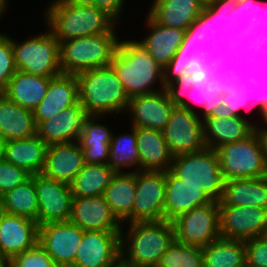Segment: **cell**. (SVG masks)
<instances>
[{"instance_id":"40","label":"cell","mask_w":267,"mask_h":267,"mask_svg":"<svg viewBox=\"0 0 267 267\" xmlns=\"http://www.w3.org/2000/svg\"><path fill=\"white\" fill-rule=\"evenodd\" d=\"M196 69L203 71L204 80L213 85L221 95L234 93L233 80L236 76V60L206 62L197 60Z\"/></svg>"},{"instance_id":"4","label":"cell","mask_w":267,"mask_h":267,"mask_svg":"<svg viewBox=\"0 0 267 267\" xmlns=\"http://www.w3.org/2000/svg\"><path fill=\"white\" fill-rule=\"evenodd\" d=\"M129 98L160 91L152 88L163 80V69L136 40L120 41L110 64Z\"/></svg>"},{"instance_id":"34","label":"cell","mask_w":267,"mask_h":267,"mask_svg":"<svg viewBox=\"0 0 267 267\" xmlns=\"http://www.w3.org/2000/svg\"><path fill=\"white\" fill-rule=\"evenodd\" d=\"M136 196V172L115 173L103 193V197L118 221L122 224L133 213Z\"/></svg>"},{"instance_id":"51","label":"cell","mask_w":267,"mask_h":267,"mask_svg":"<svg viewBox=\"0 0 267 267\" xmlns=\"http://www.w3.org/2000/svg\"><path fill=\"white\" fill-rule=\"evenodd\" d=\"M214 18H211V7L205 3L201 14L185 32H216Z\"/></svg>"},{"instance_id":"44","label":"cell","mask_w":267,"mask_h":267,"mask_svg":"<svg viewBox=\"0 0 267 267\" xmlns=\"http://www.w3.org/2000/svg\"><path fill=\"white\" fill-rule=\"evenodd\" d=\"M197 59L193 52L177 51L169 64L163 69L162 85L165 88L179 76L190 75L196 68Z\"/></svg>"},{"instance_id":"29","label":"cell","mask_w":267,"mask_h":267,"mask_svg":"<svg viewBox=\"0 0 267 267\" xmlns=\"http://www.w3.org/2000/svg\"><path fill=\"white\" fill-rule=\"evenodd\" d=\"M47 146L36 134L29 138L5 141V160L33 176L43 171Z\"/></svg>"},{"instance_id":"19","label":"cell","mask_w":267,"mask_h":267,"mask_svg":"<svg viewBox=\"0 0 267 267\" xmlns=\"http://www.w3.org/2000/svg\"><path fill=\"white\" fill-rule=\"evenodd\" d=\"M71 223L82 230L121 232L122 225L103 196L73 197Z\"/></svg>"},{"instance_id":"60","label":"cell","mask_w":267,"mask_h":267,"mask_svg":"<svg viewBox=\"0 0 267 267\" xmlns=\"http://www.w3.org/2000/svg\"><path fill=\"white\" fill-rule=\"evenodd\" d=\"M0 267H10V259L0 255Z\"/></svg>"},{"instance_id":"52","label":"cell","mask_w":267,"mask_h":267,"mask_svg":"<svg viewBox=\"0 0 267 267\" xmlns=\"http://www.w3.org/2000/svg\"><path fill=\"white\" fill-rule=\"evenodd\" d=\"M124 2V0H94V6L106 11L116 21H119L122 10H124L122 9Z\"/></svg>"},{"instance_id":"65","label":"cell","mask_w":267,"mask_h":267,"mask_svg":"<svg viewBox=\"0 0 267 267\" xmlns=\"http://www.w3.org/2000/svg\"><path fill=\"white\" fill-rule=\"evenodd\" d=\"M231 1L233 5L237 6L239 3H242L245 0H231Z\"/></svg>"},{"instance_id":"22","label":"cell","mask_w":267,"mask_h":267,"mask_svg":"<svg viewBox=\"0 0 267 267\" xmlns=\"http://www.w3.org/2000/svg\"><path fill=\"white\" fill-rule=\"evenodd\" d=\"M84 165L78 142L52 144L47 146L45 165L41 173L70 185Z\"/></svg>"},{"instance_id":"33","label":"cell","mask_w":267,"mask_h":267,"mask_svg":"<svg viewBox=\"0 0 267 267\" xmlns=\"http://www.w3.org/2000/svg\"><path fill=\"white\" fill-rule=\"evenodd\" d=\"M51 78L16 70L2 94L13 103L33 111L45 97Z\"/></svg>"},{"instance_id":"9","label":"cell","mask_w":267,"mask_h":267,"mask_svg":"<svg viewBox=\"0 0 267 267\" xmlns=\"http://www.w3.org/2000/svg\"><path fill=\"white\" fill-rule=\"evenodd\" d=\"M175 240L198 247H206L220 235L218 202L195 207L172 221Z\"/></svg>"},{"instance_id":"12","label":"cell","mask_w":267,"mask_h":267,"mask_svg":"<svg viewBox=\"0 0 267 267\" xmlns=\"http://www.w3.org/2000/svg\"><path fill=\"white\" fill-rule=\"evenodd\" d=\"M165 172L137 171L136 196L128 223L164 220Z\"/></svg>"},{"instance_id":"50","label":"cell","mask_w":267,"mask_h":267,"mask_svg":"<svg viewBox=\"0 0 267 267\" xmlns=\"http://www.w3.org/2000/svg\"><path fill=\"white\" fill-rule=\"evenodd\" d=\"M185 34H195L201 37L199 57L212 49H224L222 44L223 31L221 30L216 32H185Z\"/></svg>"},{"instance_id":"49","label":"cell","mask_w":267,"mask_h":267,"mask_svg":"<svg viewBox=\"0 0 267 267\" xmlns=\"http://www.w3.org/2000/svg\"><path fill=\"white\" fill-rule=\"evenodd\" d=\"M207 4L211 7V18H214V25L217 31H224L226 16L234 9L235 5L231 0H209Z\"/></svg>"},{"instance_id":"17","label":"cell","mask_w":267,"mask_h":267,"mask_svg":"<svg viewBox=\"0 0 267 267\" xmlns=\"http://www.w3.org/2000/svg\"><path fill=\"white\" fill-rule=\"evenodd\" d=\"M160 91L138 95L129 99L127 111L133 120L132 127L151 128L163 131L169 120L174 104L165 88Z\"/></svg>"},{"instance_id":"7","label":"cell","mask_w":267,"mask_h":267,"mask_svg":"<svg viewBox=\"0 0 267 267\" xmlns=\"http://www.w3.org/2000/svg\"><path fill=\"white\" fill-rule=\"evenodd\" d=\"M224 181L267 176V163L256 130L247 138L225 144L217 150Z\"/></svg>"},{"instance_id":"30","label":"cell","mask_w":267,"mask_h":267,"mask_svg":"<svg viewBox=\"0 0 267 267\" xmlns=\"http://www.w3.org/2000/svg\"><path fill=\"white\" fill-rule=\"evenodd\" d=\"M218 206L262 207L267 209V176L224 181Z\"/></svg>"},{"instance_id":"59","label":"cell","mask_w":267,"mask_h":267,"mask_svg":"<svg viewBox=\"0 0 267 267\" xmlns=\"http://www.w3.org/2000/svg\"><path fill=\"white\" fill-rule=\"evenodd\" d=\"M259 59H261V63L267 67V47L260 53Z\"/></svg>"},{"instance_id":"58","label":"cell","mask_w":267,"mask_h":267,"mask_svg":"<svg viewBox=\"0 0 267 267\" xmlns=\"http://www.w3.org/2000/svg\"><path fill=\"white\" fill-rule=\"evenodd\" d=\"M5 160V141L0 138V162Z\"/></svg>"},{"instance_id":"64","label":"cell","mask_w":267,"mask_h":267,"mask_svg":"<svg viewBox=\"0 0 267 267\" xmlns=\"http://www.w3.org/2000/svg\"><path fill=\"white\" fill-rule=\"evenodd\" d=\"M4 212L3 210V196L0 195V215Z\"/></svg>"},{"instance_id":"62","label":"cell","mask_w":267,"mask_h":267,"mask_svg":"<svg viewBox=\"0 0 267 267\" xmlns=\"http://www.w3.org/2000/svg\"><path fill=\"white\" fill-rule=\"evenodd\" d=\"M113 267H136L124 263L121 259Z\"/></svg>"},{"instance_id":"18","label":"cell","mask_w":267,"mask_h":267,"mask_svg":"<svg viewBox=\"0 0 267 267\" xmlns=\"http://www.w3.org/2000/svg\"><path fill=\"white\" fill-rule=\"evenodd\" d=\"M39 225L36 221L3 212L0 215V255L12 259L38 243Z\"/></svg>"},{"instance_id":"3","label":"cell","mask_w":267,"mask_h":267,"mask_svg":"<svg viewBox=\"0 0 267 267\" xmlns=\"http://www.w3.org/2000/svg\"><path fill=\"white\" fill-rule=\"evenodd\" d=\"M79 102L88 115L102 116L127 110L129 97L111 65L76 74Z\"/></svg>"},{"instance_id":"36","label":"cell","mask_w":267,"mask_h":267,"mask_svg":"<svg viewBox=\"0 0 267 267\" xmlns=\"http://www.w3.org/2000/svg\"><path fill=\"white\" fill-rule=\"evenodd\" d=\"M114 174L107 164H85L70 184L72 196H103Z\"/></svg>"},{"instance_id":"61","label":"cell","mask_w":267,"mask_h":267,"mask_svg":"<svg viewBox=\"0 0 267 267\" xmlns=\"http://www.w3.org/2000/svg\"><path fill=\"white\" fill-rule=\"evenodd\" d=\"M6 6H8V3L6 0H0V13L3 15L4 10L6 9Z\"/></svg>"},{"instance_id":"43","label":"cell","mask_w":267,"mask_h":267,"mask_svg":"<svg viewBox=\"0 0 267 267\" xmlns=\"http://www.w3.org/2000/svg\"><path fill=\"white\" fill-rule=\"evenodd\" d=\"M254 95H244L241 96L238 93H230L223 95L222 105H219L212 111L210 117H221V118H230V117H241L240 111L244 108L246 111H250L253 106L257 105L260 115L262 116L264 108L259 104V102L254 101ZM247 107V108H246Z\"/></svg>"},{"instance_id":"41","label":"cell","mask_w":267,"mask_h":267,"mask_svg":"<svg viewBox=\"0 0 267 267\" xmlns=\"http://www.w3.org/2000/svg\"><path fill=\"white\" fill-rule=\"evenodd\" d=\"M156 267H204L202 248L174 239Z\"/></svg>"},{"instance_id":"23","label":"cell","mask_w":267,"mask_h":267,"mask_svg":"<svg viewBox=\"0 0 267 267\" xmlns=\"http://www.w3.org/2000/svg\"><path fill=\"white\" fill-rule=\"evenodd\" d=\"M165 178L164 220L172 222L178 216L185 214L193 208L212 202L202 189L185 183L170 170L165 172Z\"/></svg>"},{"instance_id":"25","label":"cell","mask_w":267,"mask_h":267,"mask_svg":"<svg viewBox=\"0 0 267 267\" xmlns=\"http://www.w3.org/2000/svg\"><path fill=\"white\" fill-rule=\"evenodd\" d=\"M146 19V24L151 32L138 42L149 52L155 62L164 69L182 44L186 30L162 26L149 14Z\"/></svg>"},{"instance_id":"1","label":"cell","mask_w":267,"mask_h":267,"mask_svg":"<svg viewBox=\"0 0 267 267\" xmlns=\"http://www.w3.org/2000/svg\"><path fill=\"white\" fill-rule=\"evenodd\" d=\"M45 20L58 42L101 33L116 32L117 21L95 6H77L54 0L49 4Z\"/></svg>"},{"instance_id":"53","label":"cell","mask_w":267,"mask_h":267,"mask_svg":"<svg viewBox=\"0 0 267 267\" xmlns=\"http://www.w3.org/2000/svg\"><path fill=\"white\" fill-rule=\"evenodd\" d=\"M200 39L201 37H198L195 34H184L183 42L177 51L193 52L196 59H198L199 52H200V48H199Z\"/></svg>"},{"instance_id":"16","label":"cell","mask_w":267,"mask_h":267,"mask_svg":"<svg viewBox=\"0 0 267 267\" xmlns=\"http://www.w3.org/2000/svg\"><path fill=\"white\" fill-rule=\"evenodd\" d=\"M39 205V225L70 220L72 208L71 186L44 176L34 175Z\"/></svg>"},{"instance_id":"14","label":"cell","mask_w":267,"mask_h":267,"mask_svg":"<svg viewBox=\"0 0 267 267\" xmlns=\"http://www.w3.org/2000/svg\"><path fill=\"white\" fill-rule=\"evenodd\" d=\"M220 235L246 241L267 235V209L262 207L219 206Z\"/></svg>"},{"instance_id":"39","label":"cell","mask_w":267,"mask_h":267,"mask_svg":"<svg viewBox=\"0 0 267 267\" xmlns=\"http://www.w3.org/2000/svg\"><path fill=\"white\" fill-rule=\"evenodd\" d=\"M259 56L245 55L236 60V76L233 80L235 92L241 96L254 95L260 88L259 83L263 79L264 70L267 69L261 63Z\"/></svg>"},{"instance_id":"38","label":"cell","mask_w":267,"mask_h":267,"mask_svg":"<svg viewBox=\"0 0 267 267\" xmlns=\"http://www.w3.org/2000/svg\"><path fill=\"white\" fill-rule=\"evenodd\" d=\"M3 210L8 214L32 219L39 225V205L34 175L3 195Z\"/></svg>"},{"instance_id":"5","label":"cell","mask_w":267,"mask_h":267,"mask_svg":"<svg viewBox=\"0 0 267 267\" xmlns=\"http://www.w3.org/2000/svg\"><path fill=\"white\" fill-rule=\"evenodd\" d=\"M116 32L59 42L60 67L65 74L109 66L120 42Z\"/></svg>"},{"instance_id":"47","label":"cell","mask_w":267,"mask_h":267,"mask_svg":"<svg viewBox=\"0 0 267 267\" xmlns=\"http://www.w3.org/2000/svg\"><path fill=\"white\" fill-rule=\"evenodd\" d=\"M31 175L12 163L4 160L0 162V195H5L18 185L27 181Z\"/></svg>"},{"instance_id":"27","label":"cell","mask_w":267,"mask_h":267,"mask_svg":"<svg viewBox=\"0 0 267 267\" xmlns=\"http://www.w3.org/2000/svg\"><path fill=\"white\" fill-rule=\"evenodd\" d=\"M204 4L203 0H154L148 14L162 26L187 30Z\"/></svg>"},{"instance_id":"24","label":"cell","mask_w":267,"mask_h":267,"mask_svg":"<svg viewBox=\"0 0 267 267\" xmlns=\"http://www.w3.org/2000/svg\"><path fill=\"white\" fill-rule=\"evenodd\" d=\"M261 3L259 0H245L226 16L222 44L229 60L241 58V36L256 24L255 21L261 14Z\"/></svg>"},{"instance_id":"8","label":"cell","mask_w":267,"mask_h":267,"mask_svg":"<svg viewBox=\"0 0 267 267\" xmlns=\"http://www.w3.org/2000/svg\"><path fill=\"white\" fill-rule=\"evenodd\" d=\"M44 33L22 43L12 39L16 70L43 77H55L62 73L59 42L49 28Z\"/></svg>"},{"instance_id":"26","label":"cell","mask_w":267,"mask_h":267,"mask_svg":"<svg viewBox=\"0 0 267 267\" xmlns=\"http://www.w3.org/2000/svg\"><path fill=\"white\" fill-rule=\"evenodd\" d=\"M202 122L205 145L214 150L249 137L257 128L241 117H208Z\"/></svg>"},{"instance_id":"13","label":"cell","mask_w":267,"mask_h":267,"mask_svg":"<svg viewBox=\"0 0 267 267\" xmlns=\"http://www.w3.org/2000/svg\"><path fill=\"white\" fill-rule=\"evenodd\" d=\"M83 233L70 221L50 222L39 225L38 242L58 267H71Z\"/></svg>"},{"instance_id":"42","label":"cell","mask_w":267,"mask_h":267,"mask_svg":"<svg viewBox=\"0 0 267 267\" xmlns=\"http://www.w3.org/2000/svg\"><path fill=\"white\" fill-rule=\"evenodd\" d=\"M261 6V14L256 19V24L241 36V57L245 55L259 56L267 47V4L261 3Z\"/></svg>"},{"instance_id":"45","label":"cell","mask_w":267,"mask_h":267,"mask_svg":"<svg viewBox=\"0 0 267 267\" xmlns=\"http://www.w3.org/2000/svg\"><path fill=\"white\" fill-rule=\"evenodd\" d=\"M15 72L12 38L5 33H0V93L7 88Z\"/></svg>"},{"instance_id":"37","label":"cell","mask_w":267,"mask_h":267,"mask_svg":"<svg viewBox=\"0 0 267 267\" xmlns=\"http://www.w3.org/2000/svg\"><path fill=\"white\" fill-rule=\"evenodd\" d=\"M131 133L112 136L110 141L109 160L107 166L115 173H124L122 167H137L127 173L140 171V154L137 148L136 127L131 126Z\"/></svg>"},{"instance_id":"55","label":"cell","mask_w":267,"mask_h":267,"mask_svg":"<svg viewBox=\"0 0 267 267\" xmlns=\"http://www.w3.org/2000/svg\"><path fill=\"white\" fill-rule=\"evenodd\" d=\"M197 60L216 62L217 60H229L227 51L224 49H212L210 52L201 55Z\"/></svg>"},{"instance_id":"32","label":"cell","mask_w":267,"mask_h":267,"mask_svg":"<svg viewBox=\"0 0 267 267\" xmlns=\"http://www.w3.org/2000/svg\"><path fill=\"white\" fill-rule=\"evenodd\" d=\"M97 118L100 119L101 116L89 115L85 119L83 131L78 139L85 164H107L109 160L113 132L107 126L98 123Z\"/></svg>"},{"instance_id":"11","label":"cell","mask_w":267,"mask_h":267,"mask_svg":"<svg viewBox=\"0 0 267 267\" xmlns=\"http://www.w3.org/2000/svg\"><path fill=\"white\" fill-rule=\"evenodd\" d=\"M165 90L175 106L196 113L185 97L198 104L203 112L202 121L210 117L212 111L223 102V95L219 94L207 80H204L203 71L196 68L188 76H179L177 80L167 85Z\"/></svg>"},{"instance_id":"28","label":"cell","mask_w":267,"mask_h":267,"mask_svg":"<svg viewBox=\"0 0 267 267\" xmlns=\"http://www.w3.org/2000/svg\"><path fill=\"white\" fill-rule=\"evenodd\" d=\"M136 141L140 154V170L161 172L170 170L173 156L161 131L136 127Z\"/></svg>"},{"instance_id":"35","label":"cell","mask_w":267,"mask_h":267,"mask_svg":"<svg viewBox=\"0 0 267 267\" xmlns=\"http://www.w3.org/2000/svg\"><path fill=\"white\" fill-rule=\"evenodd\" d=\"M204 267H246L245 243L219 237L202 248Z\"/></svg>"},{"instance_id":"6","label":"cell","mask_w":267,"mask_h":267,"mask_svg":"<svg viewBox=\"0 0 267 267\" xmlns=\"http://www.w3.org/2000/svg\"><path fill=\"white\" fill-rule=\"evenodd\" d=\"M170 171L185 183L198 186L212 201H221L224 179L216 150L205 147L198 152L174 156Z\"/></svg>"},{"instance_id":"15","label":"cell","mask_w":267,"mask_h":267,"mask_svg":"<svg viewBox=\"0 0 267 267\" xmlns=\"http://www.w3.org/2000/svg\"><path fill=\"white\" fill-rule=\"evenodd\" d=\"M121 232L84 230L71 267H113L121 259Z\"/></svg>"},{"instance_id":"54","label":"cell","mask_w":267,"mask_h":267,"mask_svg":"<svg viewBox=\"0 0 267 267\" xmlns=\"http://www.w3.org/2000/svg\"><path fill=\"white\" fill-rule=\"evenodd\" d=\"M259 89L255 93L254 101L259 102V104L265 109L267 106V69L264 70L263 79L259 83Z\"/></svg>"},{"instance_id":"10","label":"cell","mask_w":267,"mask_h":267,"mask_svg":"<svg viewBox=\"0 0 267 267\" xmlns=\"http://www.w3.org/2000/svg\"><path fill=\"white\" fill-rule=\"evenodd\" d=\"M162 133L173 157L198 152L206 147L201 118L180 106H174Z\"/></svg>"},{"instance_id":"63","label":"cell","mask_w":267,"mask_h":267,"mask_svg":"<svg viewBox=\"0 0 267 267\" xmlns=\"http://www.w3.org/2000/svg\"><path fill=\"white\" fill-rule=\"evenodd\" d=\"M262 117H263V122L267 125V106L264 109V112L262 114Z\"/></svg>"},{"instance_id":"2","label":"cell","mask_w":267,"mask_h":267,"mask_svg":"<svg viewBox=\"0 0 267 267\" xmlns=\"http://www.w3.org/2000/svg\"><path fill=\"white\" fill-rule=\"evenodd\" d=\"M128 227L127 236L121 228V260L131 266L156 267L175 239L172 222H133Z\"/></svg>"},{"instance_id":"46","label":"cell","mask_w":267,"mask_h":267,"mask_svg":"<svg viewBox=\"0 0 267 267\" xmlns=\"http://www.w3.org/2000/svg\"><path fill=\"white\" fill-rule=\"evenodd\" d=\"M10 267H58L39 242L31 249L15 255Z\"/></svg>"},{"instance_id":"48","label":"cell","mask_w":267,"mask_h":267,"mask_svg":"<svg viewBox=\"0 0 267 267\" xmlns=\"http://www.w3.org/2000/svg\"><path fill=\"white\" fill-rule=\"evenodd\" d=\"M246 266L267 267V235L244 241Z\"/></svg>"},{"instance_id":"21","label":"cell","mask_w":267,"mask_h":267,"mask_svg":"<svg viewBox=\"0 0 267 267\" xmlns=\"http://www.w3.org/2000/svg\"><path fill=\"white\" fill-rule=\"evenodd\" d=\"M79 101L78 80L75 74L61 73L52 77L45 97L33 110L36 126L49 120Z\"/></svg>"},{"instance_id":"20","label":"cell","mask_w":267,"mask_h":267,"mask_svg":"<svg viewBox=\"0 0 267 267\" xmlns=\"http://www.w3.org/2000/svg\"><path fill=\"white\" fill-rule=\"evenodd\" d=\"M85 108L78 101L59 115L40 122L36 126V135L47 145L78 142L83 131V124L88 117Z\"/></svg>"},{"instance_id":"57","label":"cell","mask_w":267,"mask_h":267,"mask_svg":"<svg viewBox=\"0 0 267 267\" xmlns=\"http://www.w3.org/2000/svg\"><path fill=\"white\" fill-rule=\"evenodd\" d=\"M66 4L77 6H94V0H62Z\"/></svg>"},{"instance_id":"31","label":"cell","mask_w":267,"mask_h":267,"mask_svg":"<svg viewBox=\"0 0 267 267\" xmlns=\"http://www.w3.org/2000/svg\"><path fill=\"white\" fill-rule=\"evenodd\" d=\"M35 134L33 111L13 103L0 93V138L9 141L29 138Z\"/></svg>"},{"instance_id":"56","label":"cell","mask_w":267,"mask_h":267,"mask_svg":"<svg viewBox=\"0 0 267 267\" xmlns=\"http://www.w3.org/2000/svg\"><path fill=\"white\" fill-rule=\"evenodd\" d=\"M256 132L258 133L261 142H262V146H263V151H264V157L267 163V128H256Z\"/></svg>"}]
</instances>
